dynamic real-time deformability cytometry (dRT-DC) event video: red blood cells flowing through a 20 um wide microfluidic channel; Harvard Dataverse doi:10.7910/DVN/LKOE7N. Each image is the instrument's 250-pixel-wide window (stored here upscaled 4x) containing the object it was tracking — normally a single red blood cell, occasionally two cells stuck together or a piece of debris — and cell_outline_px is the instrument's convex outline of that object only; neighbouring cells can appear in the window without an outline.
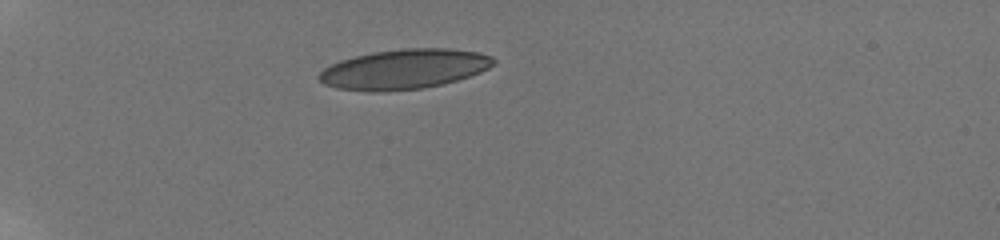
{"species": "human", "species_latin": "Homo sapiens", "temperature_condition": "room temperature", "stored_images_in_passage": 64, "camera_frame_rate_fps": 3000, "um_per_image_px": 0.085, "donor": {"sex": "male"}, "frame": {"image": 1, "passage_image": 1, "time_ms": 0.0, "image_size_px": [1000, 240], "cell_outline_px": [[496, 64], [480, 72], [444, 84], [424, 88], [384, 92], [368, 92], [336, 88], [324, 84], [316, 76], [324, 68], [340, 60], [372, 52], [404, 48], [448, 48], [480, 52], [492, 56], [496, 60]], "centroid_in_image_um": [34.36, 5.88], "position_along_channel_um": 50.6, "area_um2": 40.86}}
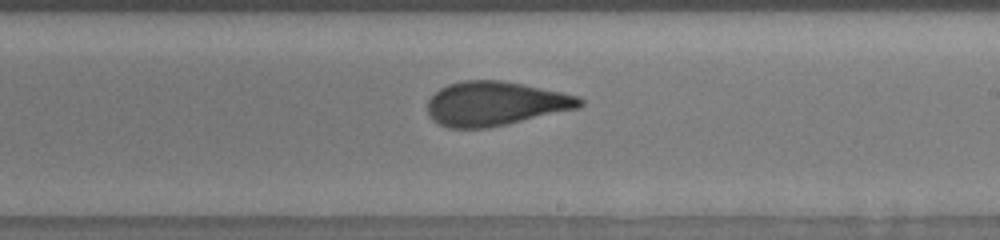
{"frame": {"image": 2, "passage_image": 27, "time_ms": 6.333, "image_size_px": [1000, 240], "cell_outline_px": [[584, 104], [580, 108], [508, 124], [488, 128], [448, 128], [432, 120], [428, 116], [428, 100], [440, 88], [448, 84], [464, 80], [500, 80], [524, 84], [560, 92], [576, 96], [584, 100]], "centroid_in_image_um": [42.1, 8.81], "position_along_channel_um": 246.9, "area_um2": 39.3}}
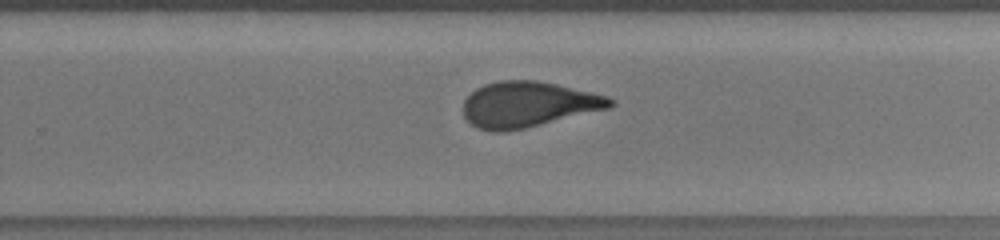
{"frame": {"image": 3, "passage_image": 31, "time_ms": 7.333, "image_size_px": [1000, 240], "cell_outline_px": [[616, 104], [608, 108], [524, 128], [504, 132], [496, 132], [476, 128], [464, 116], [464, 100], [476, 88], [484, 84], [500, 80], [536, 80], [556, 84], [608, 96], [616, 100]], "centroid_in_image_um": [44.88, 8.87], "position_along_channel_um": 284.9, "area_um2": 38.78}, "authors_computed_cell_mechanics": {"area_um2": 39.304, "velocity_mm_per_s": 3.8192, "shape_relaxation_time_tau1_ms": 9.1776, "shape_relaxation_time_tau2_ms": 1.2674, "deformation_change_tau1": 0.2323, "deformation_change_tau2": 0.0817}}